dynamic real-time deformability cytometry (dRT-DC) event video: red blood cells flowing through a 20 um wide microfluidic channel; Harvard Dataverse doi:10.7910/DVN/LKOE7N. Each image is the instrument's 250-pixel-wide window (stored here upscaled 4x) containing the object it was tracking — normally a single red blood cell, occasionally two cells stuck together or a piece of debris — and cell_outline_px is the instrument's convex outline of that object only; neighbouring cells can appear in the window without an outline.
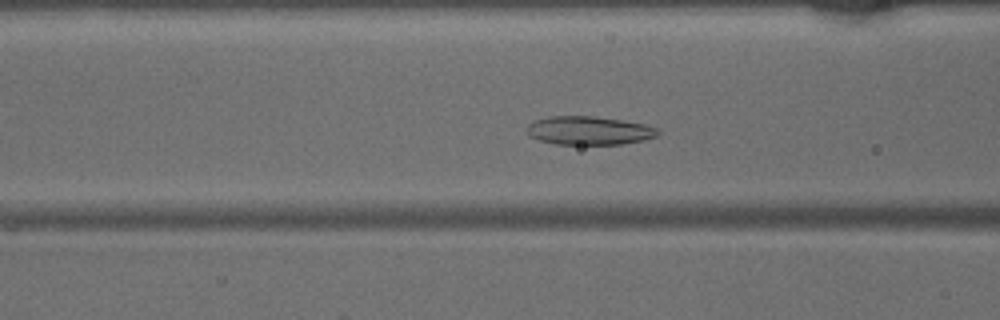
{"species": "common noctule bat (a hibernating species)", "species_latin": "Nyctalus noctula", "temperature_condition": "warm", "stored_images_in_passage": 43, "camera_frame_rate_fps": 3000, "um_per_image_px": 0.085, "animal": {"sex": "male", "body_mass_g": 15.6}, "frame": {"image": 1, "passage_image": 13, "time_ms": 4.0, "image_size_px": [1000, 320], "cell_outline_px": [[660, 132], [656, 136], [644, 140], [620, 144], [556, 144], [540, 140], [528, 136], [524, 128], [528, 124], [536, 120], [548, 116], [592, 116], [648, 124], [656, 128]], "centroid_in_image_um": [50.03, 11.09], "position_along_channel_um": 116.6, "area_um2": 21.85}}
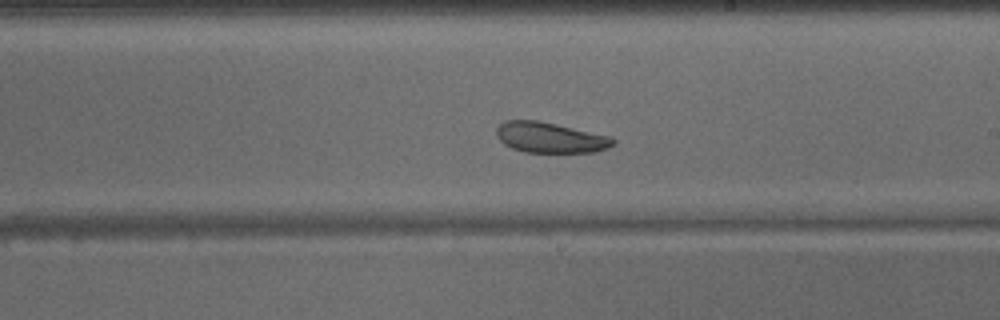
{"frame": {"image": 2, "passage_image": 22, "time_ms": 7.0, "image_size_px": [1000, 320], "cell_outline_px": [[616, 140], [608, 148], [596, 152], [524, 152], [512, 148], [504, 144], [496, 136], [496, 128], [504, 120], [536, 120], [556, 124], [612, 136]], "centroid_in_image_um": [46.76, 11.69], "position_along_channel_um": 242.2, "area_um2": 20.81}}
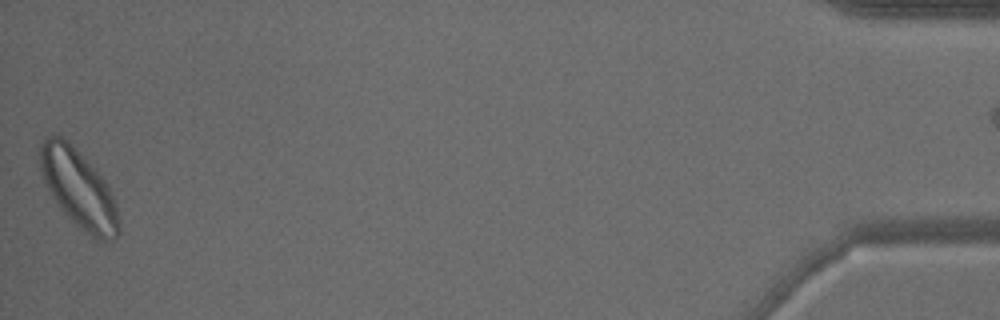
{"frame": {"image": 3, "passage_image": 42, "time_ms": 13.667, "image_size_px": [1000, 320], "cell_outline_px": [[120, 232], [112, 240], [92, 240], [56, 204], [44, 180], [40, 168], [40, 144], [48, 136], [56, 132], [72, 144], [104, 180], [116, 204], [120, 224]], "centroid_in_image_um": [6.68, 16.06], "position_along_channel_um": 428.5, "area_um2": 35.66}}